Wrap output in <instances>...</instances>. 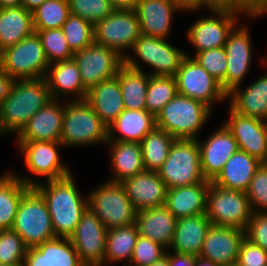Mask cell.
Wrapping results in <instances>:
<instances>
[{
  "label": "cell",
  "mask_w": 267,
  "mask_h": 266,
  "mask_svg": "<svg viewBox=\"0 0 267 266\" xmlns=\"http://www.w3.org/2000/svg\"><path fill=\"white\" fill-rule=\"evenodd\" d=\"M0 266H22V265H6V264H0Z\"/></svg>",
  "instance_id": "cell-62"
},
{
  "label": "cell",
  "mask_w": 267,
  "mask_h": 266,
  "mask_svg": "<svg viewBox=\"0 0 267 266\" xmlns=\"http://www.w3.org/2000/svg\"><path fill=\"white\" fill-rule=\"evenodd\" d=\"M45 0H22L21 6H23L28 11H33L38 6H40Z\"/></svg>",
  "instance_id": "cell-56"
},
{
  "label": "cell",
  "mask_w": 267,
  "mask_h": 266,
  "mask_svg": "<svg viewBox=\"0 0 267 266\" xmlns=\"http://www.w3.org/2000/svg\"><path fill=\"white\" fill-rule=\"evenodd\" d=\"M45 78L51 99H61L62 101L86 99L88 90L82 83L81 75L73 58L51 63ZM62 96H65L64 99Z\"/></svg>",
  "instance_id": "cell-24"
},
{
  "label": "cell",
  "mask_w": 267,
  "mask_h": 266,
  "mask_svg": "<svg viewBox=\"0 0 267 266\" xmlns=\"http://www.w3.org/2000/svg\"><path fill=\"white\" fill-rule=\"evenodd\" d=\"M27 247L12 229L0 230V264L22 265Z\"/></svg>",
  "instance_id": "cell-43"
},
{
  "label": "cell",
  "mask_w": 267,
  "mask_h": 266,
  "mask_svg": "<svg viewBox=\"0 0 267 266\" xmlns=\"http://www.w3.org/2000/svg\"><path fill=\"white\" fill-rule=\"evenodd\" d=\"M70 13L95 25L115 9L109 0H68Z\"/></svg>",
  "instance_id": "cell-45"
},
{
  "label": "cell",
  "mask_w": 267,
  "mask_h": 266,
  "mask_svg": "<svg viewBox=\"0 0 267 266\" xmlns=\"http://www.w3.org/2000/svg\"><path fill=\"white\" fill-rule=\"evenodd\" d=\"M210 181L167 189L165 207L177 218L206 213Z\"/></svg>",
  "instance_id": "cell-27"
},
{
  "label": "cell",
  "mask_w": 267,
  "mask_h": 266,
  "mask_svg": "<svg viewBox=\"0 0 267 266\" xmlns=\"http://www.w3.org/2000/svg\"><path fill=\"white\" fill-rule=\"evenodd\" d=\"M108 142V126L86 100H66L61 143L66 147H84Z\"/></svg>",
  "instance_id": "cell-3"
},
{
  "label": "cell",
  "mask_w": 267,
  "mask_h": 266,
  "mask_svg": "<svg viewBox=\"0 0 267 266\" xmlns=\"http://www.w3.org/2000/svg\"><path fill=\"white\" fill-rule=\"evenodd\" d=\"M139 234L136 225L115 227L107 230L105 242V266L107 262L129 266ZM127 261V263H126Z\"/></svg>",
  "instance_id": "cell-37"
},
{
  "label": "cell",
  "mask_w": 267,
  "mask_h": 266,
  "mask_svg": "<svg viewBox=\"0 0 267 266\" xmlns=\"http://www.w3.org/2000/svg\"><path fill=\"white\" fill-rule=\"evenodd\" d=\"M112 176L108 181L122 182L124 179L145 171L140 143L108 141Z\"/></svg>",
  "instance_id": "cell-33"
},
{
  "label": "cell",
  "mask_w": 267,
  "mask_h": 266,
  "mask_svg": "<svg viewBox=\"0 0 267 266\" xmlns=\"http://www.w3.org/2000/svg\"><path fill=\"white\" fill-rule=\"evenodd\" d=\"M34 32L40 37L49 64L73 58L74 52L70 49L61 28Z\"/></svg>",
  "instance_id": "cell-42"
},
{
  "label": "cell",
  "mask_w": 267,
  "mask_h": 266,
  "mask_svg": "<svg viewBox=\"0 0 267 266\" xmlns=\"http://www.w3.org/2000/svg\"><path fill=\"white\" fill-rule=\"evenodd\" d=\"M260 165L261 162L256 158L238 149L227 160L212 183L224 189L246 192L256 169Z\"/></svg>",
  "instance_id": "cell-32"
},
{
  "label": "cell",
  "mask_w": 267,
  "mask_h": 266,
  "mask_svg": "<svg viewBox=\"0 0 267 266\" xmlns=\"http://www.w3.org/2000/svg\"><path fill=\"white\" fill-rule=\"evenodd\" d=\"M11 229L20 235L27 248L55 238L46 202L34 187L22 197Z\"/></svg>",
  "instance_id": "cell-7"
},
{
  "label": "cell",
  "mask_w": 267,
  "mask_h": 266,
  "mask_svg": "<svg viewBox=\"0 0 267 266\" xmlns=\"http://www.w3.org/2000/svg\"><path fill=\"white\" fill-rule=\"evenodd\" d=\"M178 4V6L184 11V12H191L195 13L198 9L204 8V0H175Z\"/></svg>",
  "instance_id": "cell-54"
},
{
  "label": "cell",
  "mask_w": 267,
  "mask_h": 266,
  "mask_svg": "<svg viewBox=\"0 0 267 266\" xmlns=\"http://www.w3.org/2000/svg\"><path fill=\"white\" fill-rule=\"evenodd\" d=\"M211 225L206 214L177 219L172 244L168 250L199 256Z\"/></svg>",
  "instance_id": "cell-31"
},
{
  "label": "cell",
  "mask_w": 267,
  "mask_h": 266,
  "mask_svg": "<svg viewBox=\"0 0 267 266\" xmlns=\"http://www.w3.org/2000/svg\"><path fill=\"white\" fill-rule=\"evenodd\" d=\"M157 172L167 189L205 181L197 139H175L167 159Z\"/></svg>",
  "instance_id": "cell-8"
},
{
  "label": "cell",
  "mask_w": 267,
  "mask_h": 266,
  "mask_svg": "<svg viewBox=\"0 0 267 266\" xmlns=\"http://www.w3.org/2000/svg\"><path fill=\"white\" fill-rule=\"evenodd\" d=\"M11 172L43 196L51 216L55 237L70 239L82 214L88 208V196L83 197L78 191L73 174L42 183L39 179H33L32 176Z\"/></svg>",
  "instance_id": "cell-1"
},
{
  "label": "cell",
  "mask_w": 267,
  "mask_h": 266,
  "mask_svg": "<svg viewBox=\"0 0 267 266\" xmlns=\"http://www.w3.org/2000/svg\"><path fill=\"white\" fill-rule=\"evenodd\" d=\"M51 100L45 77L14 80L8 96L0 105V136H17L31 117Z\"/></svg>",
  "instance_id": "cell-2"
},
{
  "label": "cell",
  "mask_w": 267,
  "mask_h": 266,
  "mask_svg": "<svg viewBox=\"0 0 267 266\" xmlns=\"http://www.w3.org/2000/svg\"><path fill=\"white\" fill-rule=\"evenodd\" d=\"M0 65L13 80L46 76L49 63L37 32L0 52Z\"/></svg>",
  "instance_id": "cell-9"
},
{
  "label": "cell",
  "mask_w": 267,
  "mask_h": 266,
  "mask_svg": "<svg viewBox=\"0 0 267 266\" xmlns=\"http://www.w3.org/2000/svg\"><path fill=\"white\" fill-rule=\"evenodd\" d=\"M201 170L205 180L212 182L225 166L227 160L238 150L237 142L222 124L204 142H200Z\"/></svg>",
  "instance_id": "cell-19"
},
{
  "label": "cell",
  "mask_w": 267,
  "mask_h": 266,
  "mask_svg": "<svg viewBox=\"0 0 267 266\" xmlns=\"http://www.w3.org/2000/svg\"><path fill=\"white\" fill-rule=\"evenodd\" d=\"M206 216L214 226L244 230L253 214L246 192L228 190L210 183Z\"/></svg>",
  "instance_id": "cell-10"
},
{
  "label": "cell",
  "mask_w": 267,
  "mask_h": 266,
  "mask_svg": "<svg viewBox=\"0 0 267 266\" xmlns=\"http://www.w3.org/2000/svg\"><path fill=\"white\" fill-rule=\"evenodd\" d=\"M88 208L105 228L126 227L135 224L137 211L121 182L106 181L87 193Z\"/></svg>",
  "instance_id": "cell-6"
},
{
  "label": "cell",
  "mask_w": 267,
  "mask_h": 266,
  "mask_svg": "<svg viewBox=\"0 0 267 266\" xmlns=\"http://www.w3.org/2000/svg\"><path fill=\"white\" fill-rule=\"evenodd\" d=\"M141 33L167 39L174 14L184 12L175 0H139L135 8Z\"/></svg>",
  "instance_id": "cell-22"
},
{
  "label": "cell",
  "mask_w": 267,
  "mask_h": 266,
  "mask_svg": "<svg viewBox=\"0 0 267 266\" xmlns=\"http://www.w3.org/2000/svg\"><path fill=\"white\" fill-rule=\"evenodd\" d=\"M195 266H221V265L216 264L211 260L197 256V258L195 259Z\"/></svg>",
  "instance_id": "cell-58"
},
{
  "label": "cell",
  "mask_w": 267,
  "mask_h": 266,
  "mask_svg": "<svg viewBox=\"0 0 267 266\" xmlns=\"http://www.w3.org/2000/svg\"><path fill=\"white\" fill-rule=\"evenodd\" d=\"M177 83L174 76L149 77L145 97L146 110L155 117L162 108L177 95Z\"/></svg>",
  "instance_id": "cell-40"
},
{
  "label": "cell",
  "mask_w": 267,
  "mask_h": 266,
  "mask_svg": "<svg viewBox=\"0 0 267 266\" xmlns=\"http://www.w3.org/2000/svg\"><path fill=\"white\" fill-rule=\"evenodd\" d=\"M260 61H263L262 64H263L264 66L267 65V57H266V58H265V57H264V58H263V57L260 58Z\"/></svg>",
  "instance_id": "cell-60"
},
{
  "label": "cell",
  "mask_w": 267,
  "mask_h": 266,
  "mask_svg": "<svg viewBox=\"0 0 267 266\" xmlns=\"http://www.w3.org/2000/svg\"><path fill=\"white\" fill-rule=\"evenodd\" d=\"M34 32L32 12L23 6L0 9V52Z\"/></svg>",
  "instance_id": "cell-34"
},
{
  "label": "cell",
  "mask_w": 267,
  "mask_h": 266,
  "mask_svg": "<svg viewBox=\"0 0 267 266\" xmlns=\"http://www.w3.org/2000/svg\"><path fill=\"white\" fill-rule=\"evenodd\" d=\"M151 266H169L168 257L167 256L163 257L162 259H160L159 261L155 262Z\"/></svg>",
  "instance_id": "cell-59"
},
{
  "label": "cell",
  "mask_w": 267,
  "mask_h": 266,
  "mask_svg": "<svg viewBox=\"0 0 267 266\" xmlns=\"http://www.w3.org/2000/svg\"><path fill=\"white\" fill-rule=\"evenodd\" d=\"M141 35L135 10H114L94 25V42L114 49L123 58Z\"/></svg>",
  "instance_id": "cell-12"
},
{
  "label": "cell",
  "mask_w": 267,
  "mask_h": 266,
  "mask_svg": "<svg viewBox=\"0 0 267 266\" xmlns=\"http://www.w3.org/2000/svg\"><path fill=\"white\" fill-rule=\"evenodd\" d=\"M251 40L249 28L243 23H238L228 35L224 46L227 56V94L240 86L250 71L253 60Z\"/></svg>",
  "instance_id": "cell-17"
},
{
  "label": "cell",
  "mask_w": 267,
  "mask_h": 266,
  "mask_svg": "<svg viewBox=\"0 0 267 266\" xmlns=\"http://www.w3.org/2000/svg\"><path fill=\"white\" fill-rule=\"evenodd\" d=\"M60 101L51 99L40 108L16 136V141H61L65 102Z\"/></svg>",
  "instance_id": "cell-20"
},
{
  "label": "cell",
  "mask_w": 267,
  "mask_h": 266,
  "mask_svg": "<svg viewBox=\"0 0 267 266\" xmlns=\"http://www.w3.org/2000/svg\"><path fill=\"white\" fill-rule=\"evenodd\" d=\"M169 266H195V259L197 256L190 254H181L169 250L166 252Z\"/></svg>",
  "instance_id": "cell-52"
},
{
  "label": "cell",
  "mask_w": 267,
  "mask_h": 266,
  "mask_svg": "<svg viewBox=\"0 0 267 266\" xmlns=\"http://www.w3.org/2000/svg\"><path fill=\"white\" fill-rule=\"evenodd\" d=\"M131 51L133 56L127 53L124 64L143 71L144 67L140 65L142 61L153 69V72L149 73L152 76H175L187 56L186 51L176 48L168 39L143 34L135 41Z\"/></svg>",
  "instance_id": "cell-5"
},
{
  "label": "cell",
  "mask_w": 267,
  "mask_h": 266,
  "mask_svg": "<svg viewBox=\"0 0 267 266\" xmlns=\"http://www.w3.org/2000/svg\"><path fill=\"white\" fill-rule=\"evenodd\" d=\"M245 237L267 251V212H253Z\"/></svg>",
  "instance_id": "cell-49"
},
{
  "label": "cell",
  "mask_w": 267,
  "mask_h": 266,
  "mask_svg": "<svg viewBox=\"0 0 267 266\" xmlns=\"http://www.w3.org/2000/svg\"><path fill=\"white\" fill-rule=\"evenodd\" d=\"M22 4V0H0V7H19Z\"/></svg>",
  "instance_id": "cell-57"
},
{
  "label": "cell",
  "mask_w": 267,
  "mask_h": 266,
  "mask_svg": "<svg viewBox=\"0 0 267 266\" xmlns=\"http://www.w3.org/2000/svg\"><path fill=\"white\" fill-rule=\"evenodd\" d=\"M223 124L232 133L239 150L264 163L267 152V122L240 115L230 108L229 118Z\"/></svg>",
  "instance_id": "cell-18"
},
{
  "label": "cell",
  "mask_w": 267,
  "mask_h": 266,
  "mask_svg": "<svg viewBox=\"0 0 267 266\" xmlns=\"http://www.w3.org/2000/svg\"><path fill=\"white\" fill-rule=\"evenodd\" d=\"M175 138L165 130L155 127L140 142L144 168L157 172L167 159Z\"/></svg>",
  "instance_id": "cell-38"
},
{
  "label": "cell",
  "mask_w": 267,
  "mask_h": 266,
  "mask_svg": "<svg viewBox=\"0 0 267 266\" xmlns=\"http://www.w3.org/2000/svg\"><path fill=\"white\" fill-rule=\"evenodd\" d=\"M150 74L145 71L132 69L123 64L118 72L124 109L146 110L145 97Z\"/></svg>",
  "instance_id": "cell-36"
},
{
  "label": "cell",
  "mask_w": 267,
  "mask_h": 266,
  "mask_svg": "<svg viewBox=\"0 0 267 266\" xmlns=\"http://www.w3.org/2000/svg\"><path fill=\"white\" fill-rule=\"evenodd\" d=\"M155 127L156 118L147 110L124 109L108 127V141L140 143Z\"/></svg>",
  "instance_id": "cell-29"
},
{
  "label": "cell",
  "mask_w": 267,
  "mask_h": 266,
  "mask_svg": "<svg viewBox=\"0 0 267 266\" xmlns=\"http://www.w3.org/2000/svg\"><path fill=\"white\" fill-rule=\"evenodd\" d=\"M61 29L74 53L94 42V25L80 16L70 13Z\"/></svg>",
  "instance_id": "cell-41"
},
{
  "label": "cell",
  "mask_w": 267,
  "mask_h": 266,
  "mask_svg": "<svg viewBox=\"0 0 267 266\" xmlns=\"http://www.w3.org/2000/svg\"><path fill=\"white\" fill-rule=\"evenodd\" d=\"M30 188L11 171L0 175V230L12 228L20 201Z\"/></svg>",
  "instance_id": "cell-35"
},
{
  "label": "cell",
  "mask_w": 267,
  "mask_h": 266,
  "mask_svg": "<svg viewBox=\"0 0 267 266\" xmlns=\"http://www.w3.org/2000/svg\"><path fill=\"white\" fill-rule=\"evenodd\" d=\"M240 266H267V251L244 237L238 255Z\"/></svg>",
  "instance_id": "cell-48"
},
{
  "label": "cell",
  "mask_w": 267,
  "mask_h": 266,
  "mask_svg": "<svg viewBox=\"0 0 267 266\" xmlns=\"http://www.w3.org/2000/svg\"><path fill=\"white\" fill-rule=\"evenodd\" d=\"M73 59L87 90L103 80L116 76L119 68L124 64V58L114 49L95 42L83 50L76 51Z\"/></svg>",
  "instance_id": "cell-13"
},
{
  "label": "cell",
  "mask_w": 267,
  "mask_h": 266,
  "mask_svg": "<svg viewBox=\"0 0 267 266\" xmlns=\"http://www.w3.org/2000/svg\"><path fill=\"white\" fill-rule=\"evenodd\" d=\"M244 237L245 231L239 228L211 225L199 256L221 266H232L238 261Z\"/></svg>",
  "instance_id": "cell-21"
},
{
  "label": "cell",
  "mask_w": 267,
  "mask_h": 266,
  "mask_svg": "<svg viewBox=\"0 0 267 266\" xmlns=\"http://www.w3.org/2000/svg\"><path fill=\"white\" fill-rule=\"evenodd\" d=\"M246 195L253 212H267V166L262 164L256 169Z\"/></svg>",
  "instance_id": "cell-47"
},
{
  "label": "cell",
  "mask_w": 267,
  "mask_h": 266,
  "mask_svg": "<svg viewBox=\"0 0 267 266\" xmlns=\"http://www.w3.org/2000/svg\"><path fill=\"white\" fill-rule=\"evenodd\" d=\"M212 113L204 103L177 93L155 117L156 127L175 139H198Z\"/></svg>",
  "instance_id": "cell-4"
},
{
  "label": "cell",
  "mask_w": 267,
  "mask_h": 266,
  "mask_svg": "<svg viewBox=\"0 0 267 266\" xmlns=\"http://www.w3.org/2000/svg\"><path fill=\"white\" fill-rule=\"evenodd\" d=\"M267 14V0H241V15L248 18L262 17Z\"/></svg>",
  "instance_id": "cell-51"
},
{
  "label": "cell",
  "mask_w": 267,
  "mask_h": 266,
  "mask_svg": "<svg viewBox=\"0 0 267 266\" xmlns=\"http://www.w3.org/2000/svg\"><path fill=\"white\" fill-rule=\"evenodd\" d=\"M99 118L109 127L124 111L117 75L91 87L85 99Z\"/></svg>",
  "instance_id": "cell-30"
},
{
  "label": "cell",
  "mask_w": 267,
  "mask_h": 266,
  "mask_svg": "<svg viewBox=\"0 0 267 266\" xmlns=\"http://www.w3.org/2000/svg\"><path fill=\"white\" fill-rule=\"evenodd\" d=\"M208 11L231 12L241 17V0H204Z\"/></svg>",
  "instance_id": "cell-50"
},
{
  "label": "cell",
  "mask_w": 267,
  "mask_h": 266,
  "mask_svg": "<svg viewBox=\"0 0 267 266\" xmlns=\"http://www.w3.org/2000/svg\"><path fill=\"white\" fill-rule=\"evenodd\" d=\"M121 184L137 212L165 206L167 187L158 172L145 170L124 179Z\"/></svg>",
  "instance_id": "cell-23"
},
{
  "label": "cell",
  "mask_w": 267,
  "mask_h": 266,
  "mask_svg": "<svg viewBox=\"0 0 267 266\" xmlns=\"http://www.w3.org/2000/svg\"><path fill=\"white\" fill-rule=\"evenodd\" d=\"M240 87L227 94V99H230L229 108L240 115L267 122V72L248 87Z\"/></svg>",
  "instance_id": "cell-26"
},
{
  "label": "cell",
  "mask_w": 267,
  "mask_h": 266,
  "mask_svg": "<svg viewBox=\"0 0 267 266\" xmlns=\"http://www.w3.org/2000/svg\"><path fill=\"white\" fill-rule=\"evenodd\" d=\"M22 266H85L69 238L55 237L27 248Z\"/></svg>",
  "instance_id": "cell-25"
},
{
  "label": "cell",
  "mask_w": 267,
  "mask_h": 266,
  "mask_svg": "<svg viewBox=\"0 0 267 266\" xmlns=\"http://www.w3.org/2000/svg\"><path fill=\"white\" fill-rule=\"evenodd\" d=\"M210 16L197 19L188 27V43L195 48L194 55L209 49L224 47L229 33L238 24L239 15L212 11Z\"/></svg>",
  "instance_id": "cell-15"
},
{
  "label": "cell",
  "mask_w": 267,
  "mask_h": 266,
  "mask_svg": "<svg viewBox=\"0 0 267 266\" xmlns=\"http://www.w3.org/2000/svg\"><path fill=\"white\" fill-rule=\"evenodd\" d=\"M167 250L163 245L139 235L129 266H151L165 257Z\"/></svg>",
  "instance_id": "cell-46"
},
{
  "label": "cell",
  "mask_w": 267,
  "mask_h": 266,
  "mask_svg": "<svg viewBox=\"0 0 267 266\" xmlns=\"http://www.w3.org/2000/svg\"><path fill=\"white\" fill-rule=\"evenodd\" d=\"M193 57L212 77L221 83L226 92L227 56L224 47L196 53Z\"/></svg>",
  "instance_id": "cell-44"
},
{
  "label": "cell",
  "mask_w": 267,
  "mask_h": 266,
  "mask_svg": "<svg viewBox=\"0 0 267 266\" xmlns=\"http://www.w3.org/2000/svg\"><path fill=\"white\" fill-rule=\"evenodd\" d=\"M19 152L24 156L28 172L48 180H58L72 174L68 165L61 161L59 149L64 148L61 141L17 142ZM59 148V149H58Z\"/></svg>",
  "instance_id": "cell-14"
},
{
  "label": "cell",
  "mask_w": 267,
  "mask_h": 266,
  "mask_svg": "<svg viewBox=\"0 0 267 266\" xmlns=\"http://www.w3.org/2000/svg\"><path fill=\"white\" fill-rule=\"evenodd\" d=\"M107 229L89 209L82 214L70 241L85 266H103Z\"/></svg>",
  "instance_id": "cell-16"
},
{
  "label": "cell",
  "mask_w": 267,
  "mask_h": 266,
  "mask_svg": "<svg viewBox=\"0 0 267 266\" xmlns=\"http://www.w3.org/2000/svg\"><path fill=\"white\" fill-rule=\"evenodd\" d=\"M13 79L2 69L0 65V105L8 96Z\"/></svg>",
  "instance_id": "cell-53"
},
{
  "label": "cell",
  "mask_w": 267,
  "mask_h": 266,
  "mask_svg": "<svg viewBox=\"0 0 267 266\" xmlns=\"http://www.w3.org/2000/svg\"><path fill=\"white\" fill-rule=\"evenodd\" d=\"M177 218L165 207H154L137 212L135 225L138 234L169 249L174 237Z\"/></svg>",
  "instance_id": "cell-28"
},
{
  "label": "cell",
  "mask_w": 267,
  "mask_h": 266,
  "mask_svg": "<svg viewBox=\"0 0 267 266\" xmlns=\"http://www.w3.org/2000/svg\"><path fill=\"white\" fill-rule=\"evenodd\" d=\"M115 10H135L139 0H109Z\"/></svg>",
  "instance_id": "cell-55"
},
{
  "label": "cell",
  "mask_w": 267,
  "mask_h": 266,
  "mask_svg": "<svg viewBox=\"0 0 267 266\" xmlns=\"http://www.w3.org/2000/svg\"><path fill=\"white\" fill-rule=\"evenodd\" d=\"M69 14L68 0H45L32 11L34 31L61 28Z\"/></svg>",
  "instance_id": "cell-39"
},
{
  "label": "cell",
  "mask_w": 267,
  "mask_h": 266,
  "mask_svg": "<svg viewBox=\"0 0 267 266\" xmlns=\"http://www.w3.org/2000/svg\"><path fill=\"white\" fill-rule=\"evenodd\" d=\"M174 76L179 94L207 105L213 112L214 103L226 102L227 93L221 83L212 77L193 57L186 53Z\"/></svg>",
  "instance_id": "cell-11"
},
{
  "label": "cell",
  "mask_w": 267,
  "mask_h": 266,
  "mask_svg": "<svg viewBox=\"0 0 267 266\" xmlns=\"http://www.w3.org/2000/svg\"><path fill=\"white\" fill-rule=\"evenodd\" d=\"M263 164L267 166V152H266L265 161Z\"/></svg>",
  "instance_id": "cell-61"
}]
</instances>
